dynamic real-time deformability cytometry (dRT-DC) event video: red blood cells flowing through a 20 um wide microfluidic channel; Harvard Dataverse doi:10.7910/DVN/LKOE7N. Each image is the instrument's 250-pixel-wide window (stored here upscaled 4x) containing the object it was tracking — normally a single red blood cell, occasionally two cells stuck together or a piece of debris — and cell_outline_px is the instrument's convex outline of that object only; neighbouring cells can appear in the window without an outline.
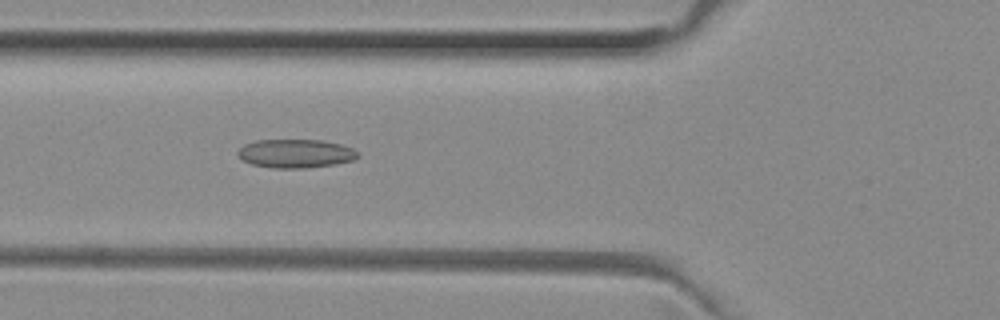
{"species": "common noctule bat (a hibernating species)", "species_latin": "Nyctalus noctula", "temperature_condition": "room temperature", "stored_images_in_passage": 50, "camera_frame_rate_fps": 3000, "um_per_image_px": 0.085, "animal": {"sex": "female", "body_mass_g": 29.2, "forearm_length_mm": 56.3}, "frame": {"image": 1, "passage_image": 17, "time_ms": 5.333, "image_size_px": [1000, 320], "cell_outline_px": [[360, 156], [352, 160], [336, 164], [308, 168], [272, 168], [252, 164], [244, 160], [236, 152], [244, 144], [256, 140], [320, 140], [340, 144], [352, 148]], "centroid_in_image_um": [25.12, 13.05], "position_along_channel_um": 100.7, "area_um2": 19.94}}
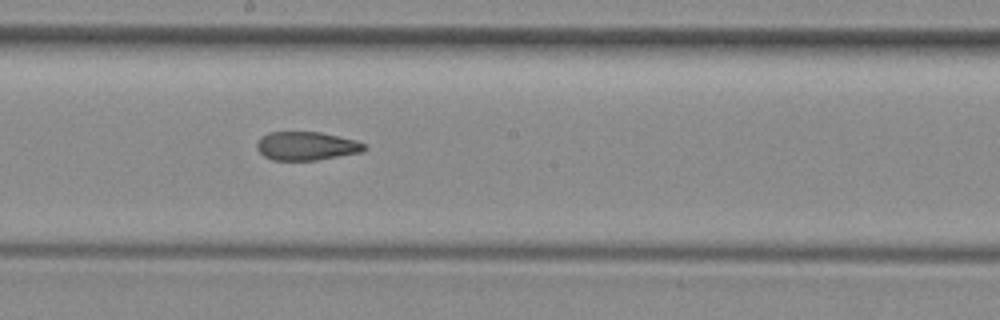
{"frame": {"image": 2, "passage_image": 26, "time_ms": 8.333, "image_size_px": [1000, 320], "cell_outline_px": [[368, 148], [364, 152], [316, 160], [272, 160], [264, 156], [256, 148], [256, 144], [268, 132], [320, 132], [356, 140], [364, 144]], "centroid_in_image_um": [26.08, 12.41], "position_along_channel_um": 222.1, "area_um2": 17.86}}
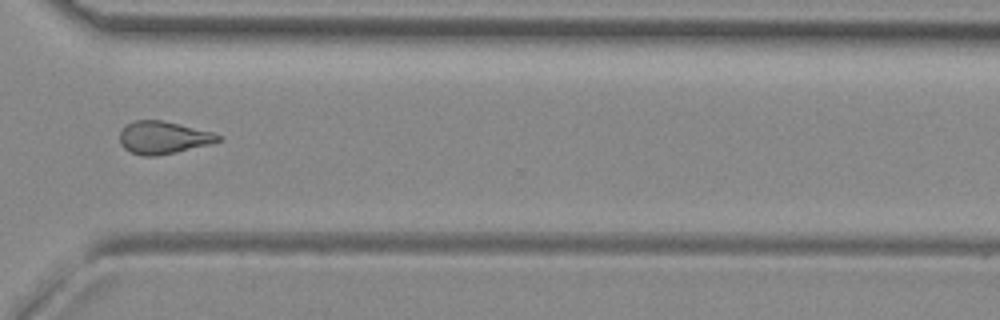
{"frame": {"image": 3, "passage_image": 36, "time_ms": 11.667, "image_size_px": [1000, 320], "cell_outline_px": [[220, 140], [212, 144], [176, 152], [156, 156], [144, 156], [132, 152], [124, 148], [120, 144], [120, 132], [128, 124], [136, 120], [160, 120], [212, 132], [220, 136]], "centroid_in_image_um": [13.87, 11.71], "position_along_channel_um": 356.7, "area_um2": 18.38}, "authors_computed_cell_mechanics": {"area_um2": 19.074, "velocity_mm_per_s": 4.0397, "shape_relaxation_time_tau1_ms": null, "shape_relaxation_time_tau2_ms": 1.3362, "deformation_change_tau1": null, "deformation_change_tau2": 0.0836}}